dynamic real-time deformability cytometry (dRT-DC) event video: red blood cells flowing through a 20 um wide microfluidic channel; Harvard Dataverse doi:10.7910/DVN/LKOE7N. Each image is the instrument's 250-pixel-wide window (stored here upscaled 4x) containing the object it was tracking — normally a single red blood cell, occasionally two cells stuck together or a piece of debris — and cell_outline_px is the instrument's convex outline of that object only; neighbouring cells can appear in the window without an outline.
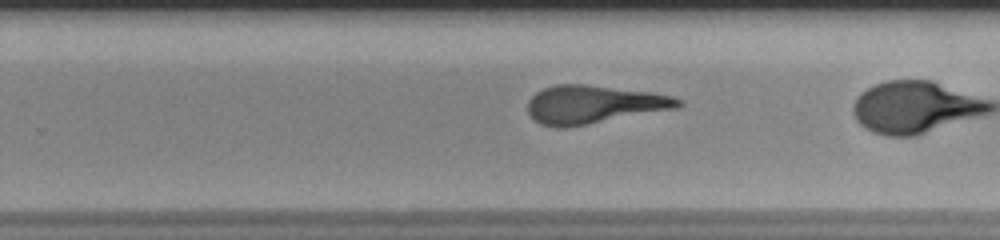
{"species": "human", "species_latin": "Homo sapiens", "temperature_condition": "room temperature", "stored_images_in_passage": 27, "camera_frame_rate_fps": 3000, "um_per_image_px": 0.085, "donor": {"sex": "male"}, "frame": {"image": 1, "passage_image": 20, "time_ms": 6.333, "image_size_px": [1000, 240], "cell_outline_px": [[684, 104], [680, 108], [564, 128], [556, 128], [540, 124], [528, 112], [528, 100], [536, 92], [544, 88], [556, 84], [584, 84], [652, 92], [672, 96], [684, 100]], "centroid_in_image_um": [50.5, 8.88], "position_along_channel_um": 279.3, "area_um2": 33.64}}
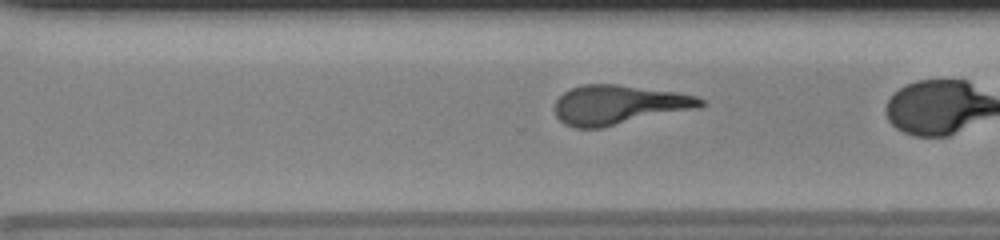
{"frame": {"image": 2, "passage_image": 23, "time_ms": 7.333, "image_size_px": [1000, 240], "cell_outline_px": [[708, 104], [700, 108], [600, 128], [576, 128], [564, 124], [556, 116], [552, 108], [556, 100], [564, 92], [572, 88], [584, 84], [616, 84], [676, 92], [696, 96], [704, 100]], "centroid_in_image_um": [52.59, 8.91], "position_along_channel_um": 318.0, "area_um2": 33.7}}